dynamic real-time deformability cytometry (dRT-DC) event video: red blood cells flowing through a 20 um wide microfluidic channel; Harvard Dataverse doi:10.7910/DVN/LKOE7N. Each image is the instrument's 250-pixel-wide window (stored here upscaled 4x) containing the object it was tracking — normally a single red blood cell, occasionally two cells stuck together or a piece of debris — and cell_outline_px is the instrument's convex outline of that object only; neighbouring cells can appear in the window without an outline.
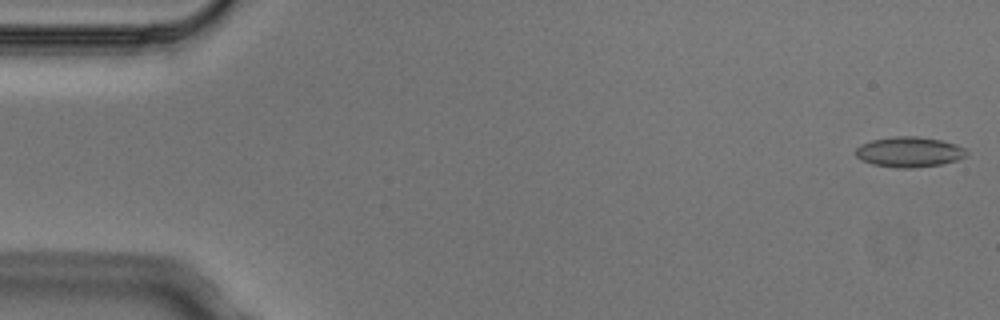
{"species": "Egyptian fruit bat (a non-hibernating species)", "species_latin": "Rousettus aegyptiacus", "temperature_condition": "cold", "stored_images_in_passage": 5, "segment_of_instrument_passage": [1, 2], "camera_frame_rate_fps": 3000, "um_per_image_px": 0.085, "animal": {"sex": "male"}, "frame": {"image": 1, "passage_image": 1, "time_ms": 0.0, "image_size_px": [1000, 320], "cell_outline_px": [[968, 156], [956, 160], [940, 164], [912, 168], [900, 168], [872, 164], [856, 156], [856, 148], [860, 144], [872, 140], [896, 136], [916, 136], [940, 140], [956, 144], [964, 148], [968, 152]], "centroid_in_image_um": [77.3, 12.91], "position_along_channel_um": 7.7, "area_um2": 19.42}}
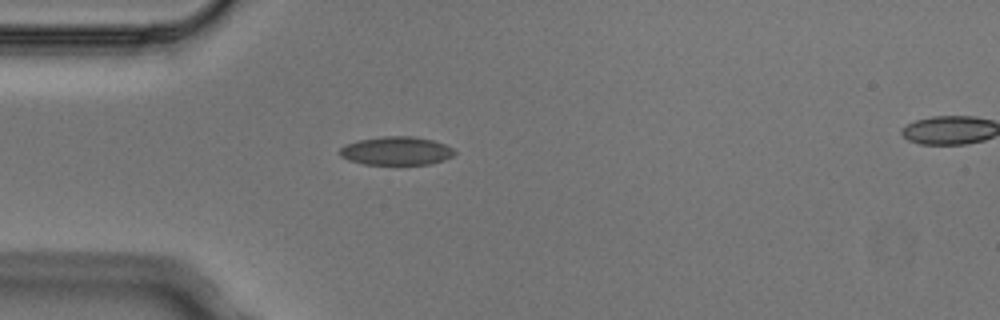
{"frame": {"image": 2, "passage_image": 4, "time_ms": 1.0, "image_size_px": [1000, 320], "cell_outline_px": [[456, 152], [452, 156], [444, 160], [428, 164], [364, 164], [348, 160], [340, 156], [340, 148], [348, 144], [360, 140], [384, 136], [412, 136], [432, 140], [444, 144], [452, 148]], "centroid_in_image_um": [33.7, 12.82], "position_along_channel_um": 51.3, "area_um2": 18.79}}